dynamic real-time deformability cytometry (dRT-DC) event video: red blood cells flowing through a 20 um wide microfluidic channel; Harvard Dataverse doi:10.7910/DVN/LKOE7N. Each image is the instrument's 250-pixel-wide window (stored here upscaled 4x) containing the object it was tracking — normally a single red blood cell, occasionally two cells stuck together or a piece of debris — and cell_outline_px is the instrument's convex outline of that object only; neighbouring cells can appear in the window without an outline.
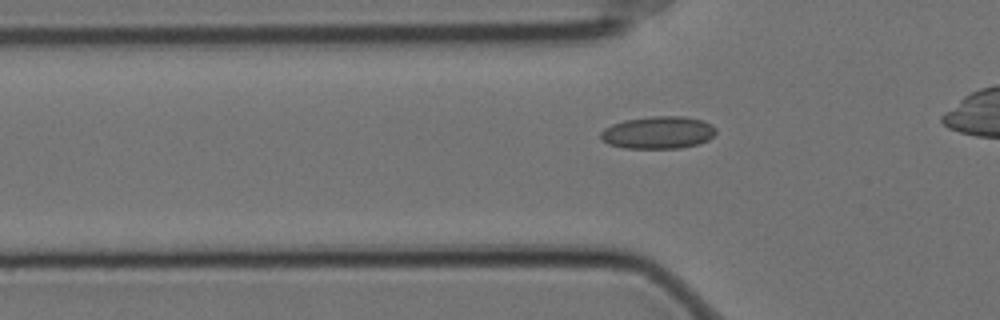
{"species": "Egyptian fruit bat (a non-hibernating species)", "species_latin": "Rousettus aegyptiacus", "temperature_condition": "cold", "stored_images_in_passage": 42, "camera_frame_rate_fps": 3000, "um_per_image_px": 0.085, "animal": {"sex": "female"}, "frame": {"image": 1, "passage_image": 14, "time_ms": 4.333, "image_size_px": [1000, 320], "cell_outline_px": [[716, 132], [708, 140], [696, 144], [680, 148], [624, 148], [608, 144], [600, 140], [600, 132], [604, 128], [612, 124], [624, 120], [652, 116], [684, 116], [704, 120], [712, 124], [716, 128]], "centroid_in_image_um": [55.92, 11.26], "position_along_channel_um": 69.9, "area_um2": 21.96}}
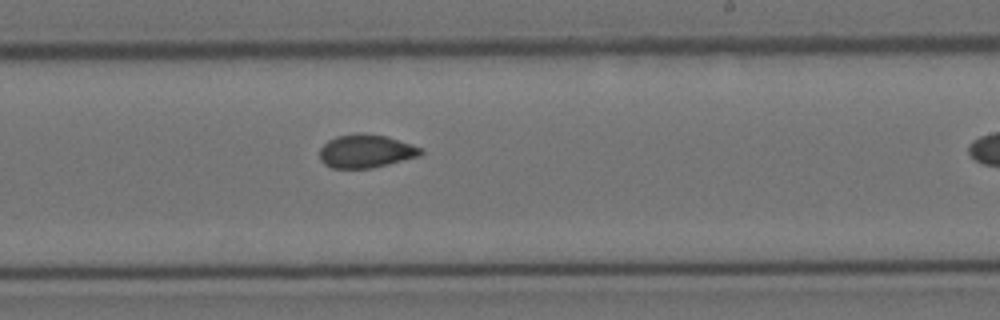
{"frame": {"image": 2, "passage_image": 30, "time_ms": 9.667, "image_size_px": [1000, 320], "cell_outline_px": [[424, 152], [420, 156], [372, 168], [332, 168], [324, 164], [320, 160], [320, 148], [328, 140], [336, 136], [356, 132], [388, 136], [420, 148]], "centroid_in_image_um": [31.07, 12.84], "position_along_channel_um": 257.9, "area_um2": 19.65}}
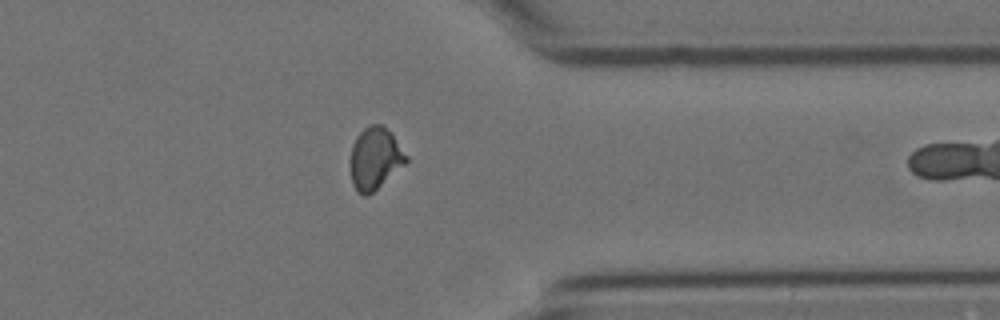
{"frame": {"image": 3, "passage_image": 41, "time_ms": 13.333, "image_size_px": [1000, 320], "cell_outline_px": [[408, 160], [404, 164], [368, 196], [364, 196], [356, 192], [352, 184], [352, 144], [356, 136], [368, 124], [380, 124], [392, 136], [408, 156]], "centroid_in_image_um": [31.86, 13.48], "position_along_channel_um": 379.5, "area_um2": 19.59}}